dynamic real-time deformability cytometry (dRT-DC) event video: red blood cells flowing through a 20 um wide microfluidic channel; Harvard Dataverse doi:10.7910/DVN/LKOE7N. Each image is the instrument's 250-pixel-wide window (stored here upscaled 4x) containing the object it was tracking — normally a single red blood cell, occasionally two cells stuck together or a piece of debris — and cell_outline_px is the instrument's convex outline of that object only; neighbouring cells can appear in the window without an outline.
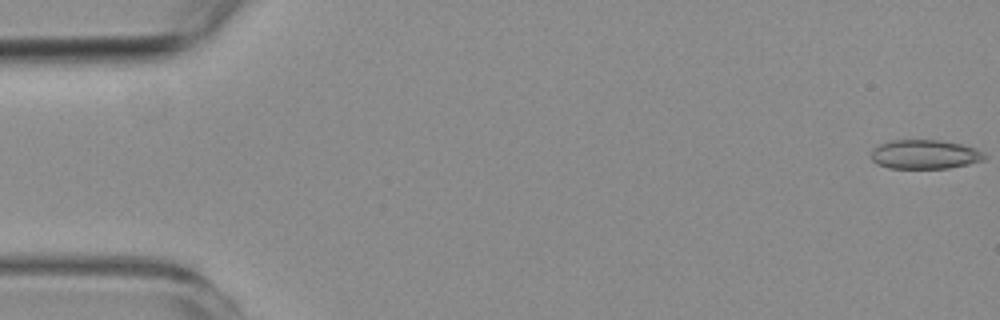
{"species": "common noctule bat (a hibernating species)", "species_latin": "Nyctalus noctula", "temperature_condition": "room temperature", "stored_images_in_passage": 55, "camera_frame_rate_fps": 3000, "um_per_image_px": 0.085, "animal": {"sex": "female", "body_mass_g": 19.3, "forearm_length_mm": 54.1}, "frame": {"image": 1, "passage_image": 1, "time_ms": 0.0, "image_size_px": [1000, 320], "cell_outline_px": [[980, 156], [976, 160], [964, 164], [944, 168], [892, 168], [880, 164], [872, 156], [876, 148], [884, 144], [900, 140], [932, 140], [956, 144], [972, 148]], "centroid_in_image_um": [78.5, 13.13], "position_along_channel_um": 6.5, "area_um2": 17.46}}
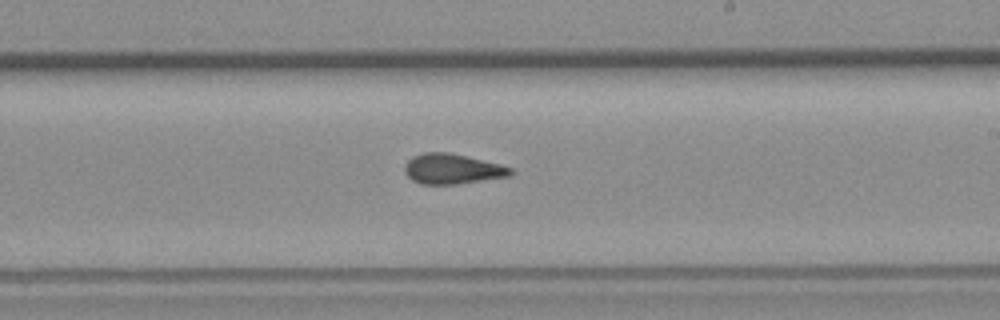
{"frame": {"image": 2, "passage_image": 32, "time_ms": 10.333, "image_size_px": [1000, 320], "cell_outline_px": [[512, 172], [508, 176], [452, 184], [424, 184], [412, 180], [408, 176], [404, 168], [408, 160], [416, 156], [428, 152], [444, 152], [464, 156], [512, 168]], "centroid_in_image_um": [38.39, 14.37], "position_along_channel_um": 250.6, "area_um2": 17.74}}
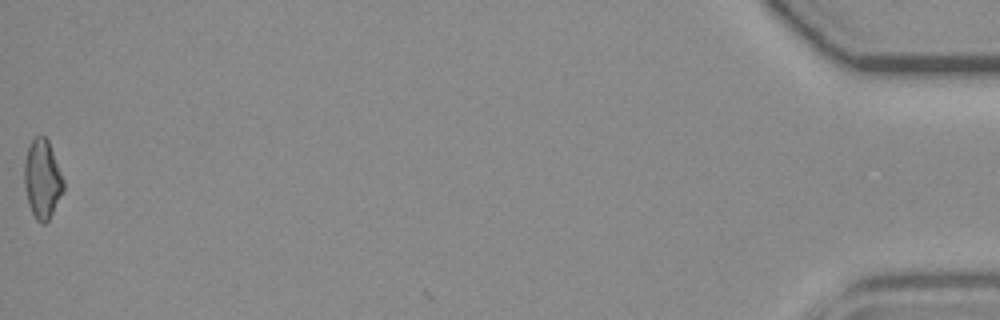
{"frame": {"image": 3, "passage_image": 55, "time_ms": 18.0, "image_size_px": [1000, 320], "cell_outline_px": [[64, 188], [48, 220], [44, 224], [36, 220], [32, 212], [28, 200], [24, 180], [24, 168], [28, 148], [32, 140], [36, 136], [44, 136], [48, 140], [64, 184]], "centroid_in_image_um": [3.58, 15.22], "position_along_channel_um": 431.6, "area_um2": 17.22}, "authors_computed_cell_mechanics": {"area_um2": 17.2244, "velocity_mm_per_s": 3.7651, "shape_relaxation_time_tau1_ms": null, "shape_relaxation_time_tau2_ms": 2.1795, "deformation_change_tau1": null, "deformation_change_tau2": 0.1055}}